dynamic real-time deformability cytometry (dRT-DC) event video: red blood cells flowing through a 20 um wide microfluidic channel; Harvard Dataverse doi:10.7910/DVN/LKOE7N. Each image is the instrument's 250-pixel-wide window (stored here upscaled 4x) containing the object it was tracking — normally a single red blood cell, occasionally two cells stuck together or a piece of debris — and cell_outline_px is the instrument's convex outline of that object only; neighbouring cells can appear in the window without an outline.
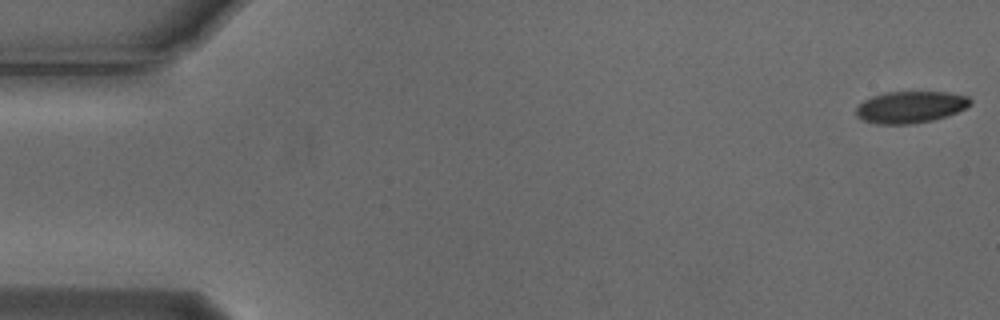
{"species": "Egyptian fruit bat (a non-hibernating species)", "species_latin": "Rousettus aegyptiacus", "temperature_condition": "cold", "stored_images_in_passage": 6, "camera_frame_rate_fps": 3000, "um_per_image_px": 0.085, "animal": {"sex": "male"}, "frame": {"image": 1, "passage_image": 1, "time_ms": 0.0, "image_size_px": [1000, 320], "cell_outline_px": [[972, 104], [956, 112], [932, 120], [908, 124], [876, 124], [864, 120], [856, 116], [856, 108], [864, 100], [872, 96], [884, 92], [948, 92], [968, 96], [972, 100]], "centroid_in_image_um": [77.38, 9.09], "position_along_channel_um": 7.6, "area_um2": 21.04}}
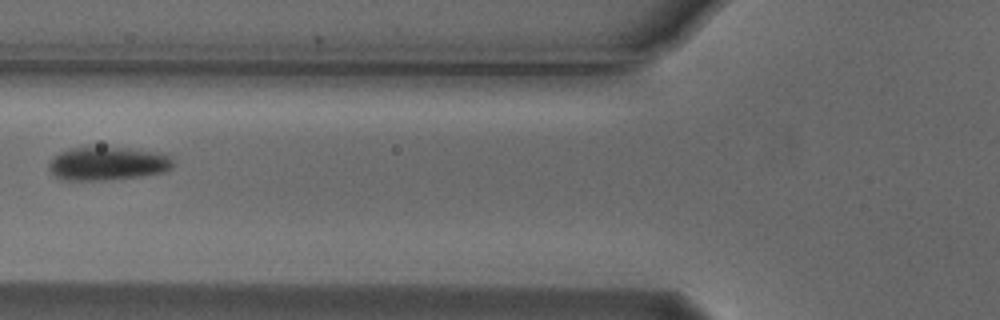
{"frame": {"image": 2, "passage_image": 6, "time_ms": 1.667, "image_size_px": [1000, 320], "cell_outline_px": [[172, 168], [164, 172], [140, 176], [104, 180], [60, 180], [52, 176], [48, 172], [48, 164], [52, 156], [60, 152], [72, 148], [88, 144], [128, 148], [160, 152], [172, 156]], "centroid_in_image_um": [9.07, 13.87], "position_along_channel_um": 116.7, "area_um2": 25.2}}